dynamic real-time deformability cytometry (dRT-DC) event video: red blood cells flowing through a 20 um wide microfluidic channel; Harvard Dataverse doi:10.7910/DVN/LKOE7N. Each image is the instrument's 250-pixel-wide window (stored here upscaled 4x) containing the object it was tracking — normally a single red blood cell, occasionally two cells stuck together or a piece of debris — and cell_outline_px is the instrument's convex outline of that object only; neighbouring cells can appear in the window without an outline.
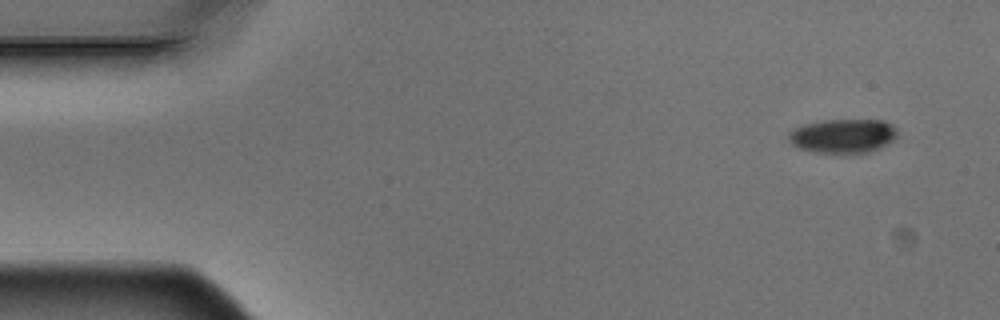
{"species": "Egyptian fruit bat (a non-hibernating species)", "species_latin": "Rousettus aegyptiacus", "temperature_condition": "warm", "stored_images_in_passage": 14, "camera_frame_rate_fps": 3000, "um_per_image_px": 0.085, "animal": {"sex": "male"}, "frame": {"image": 1, "passage_image": 1, "time_ms": 0.0, "image_size_px": [1000, 320], "cell_outline_px": [[896, 136], [888, 144], [868, 152], [812, 152], [800, 148], [792, 144], [788, 140], [788, 132], [804, 124], [824, 120], [884, 120], [892, 124], [896, 128]], "centroid_in_image_um": [71.64, 11.54], "position_along_channel_um": 13.4, "area_um2": 21.39}}
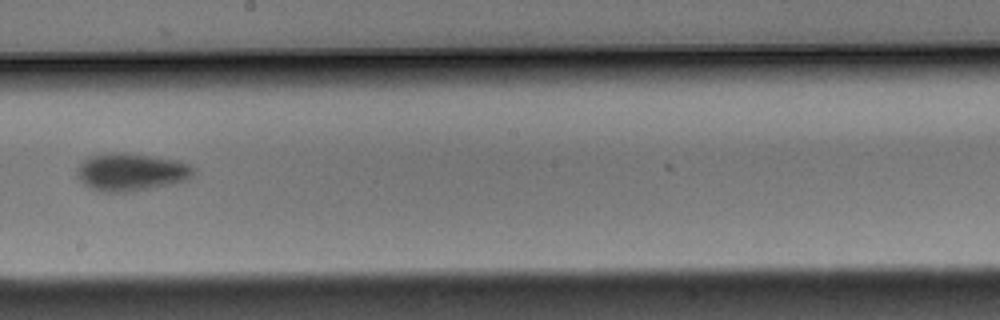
{"frame": {"image": 2, "passage_image": 8, "time_ms": 2.333, "image_size_px": [1000, 320], "cell_outline_px": [[196, 172], [188, 180], [176, 184], [128, 192], [104, 192], [92, 188], [84, 184], [76, 176], [76, 168], [88, 156], [108, 152], [124, 152], [180, 160], [192, 164], [196, 168]], "centroid_in_image_um": [11.2, 14.61], "position_along_channel_um": 237.0, "area_um2": 26.24}}
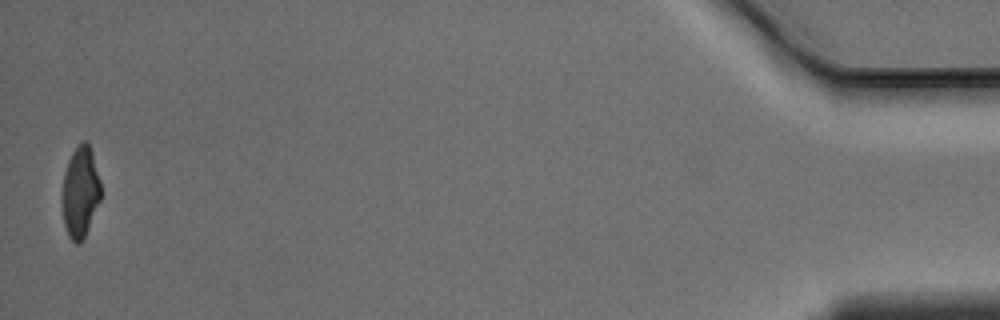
{"frame": {"image": 3, "passage_image": 14, "time_ms": 4.333, "image_size_px": [1000, 320], "cell_outline_px": [[100, 200], [84, 240], [80, 244], [76, 244], [68, 236], [64, 224], [60, 200], [64, 172], [68, 160], [72, 152], [84, 140], [88, 144], [92, 152], [100, 180]], "centroid_in_image_um": [6.8, 16.38], "position_along_channel_um": 428.4, "area_um2": 20.81}}